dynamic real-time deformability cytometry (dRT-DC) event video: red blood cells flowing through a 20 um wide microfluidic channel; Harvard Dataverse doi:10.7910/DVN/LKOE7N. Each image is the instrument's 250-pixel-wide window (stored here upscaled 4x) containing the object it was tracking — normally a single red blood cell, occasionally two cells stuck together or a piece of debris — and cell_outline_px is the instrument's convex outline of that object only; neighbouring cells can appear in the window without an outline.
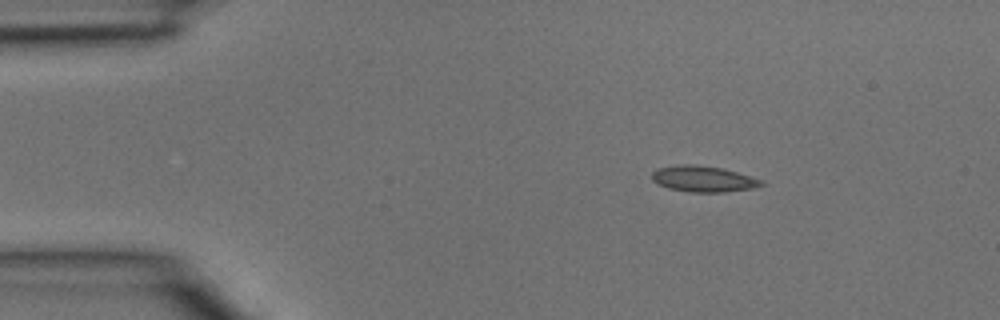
{"species": "common noctule bat (a hibernating species)", "species_latin": "Nyctalus noctula", "temperature_condition": "room temperature", "stored_images_in_passage": 36, "camera_frame_rate_fps": 3000, "um_per_image_px": 0.085, "animal": {"sex": "male", "body_mass_g": 15.6}, "frame": {"image": 1, "passage_image": 1, "time_ms": 0.0, "image_size_px": [1000, 320], "cell_outline_px": [[764, 184], [752, 188], [724, 192], [688, 192], [668, 188], [652, 180], [652, 172], [656, 168], [680, 164], [696, 164], [724, 168], [764, 180]], "centroid_in_image_um": [59.78, 15.19], "position_along_channel_um": 25.2, "area_um2": 16.7}}
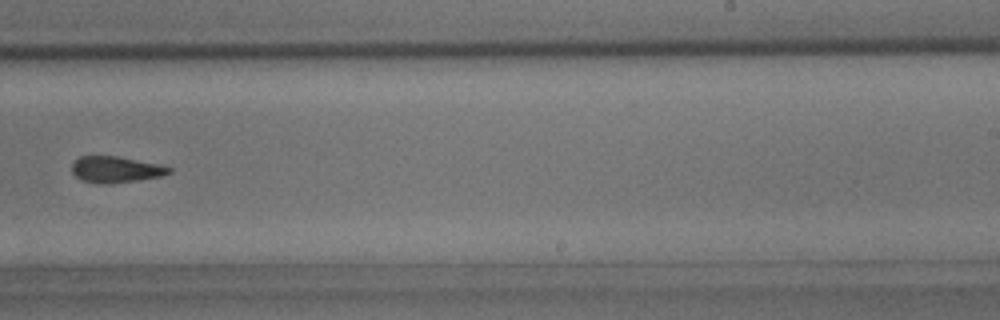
{"frame": {"image": 2, "passage_image": 20, "time_ms": 6.333, "image_size_px": [1000, 320], "cell_outline_px": [[172, 172], [160, 176], [136, 180], [108, 184], [104, 184], [84, 180], [76, 176], [72, 172], [72, 164], [80, 156], [116, 156], [160, 164], [172, 168]], "centroid_in_image_um": [9.86, 14.4], "position_along_channel_um": 279.1, "area_um2": 14.62}}
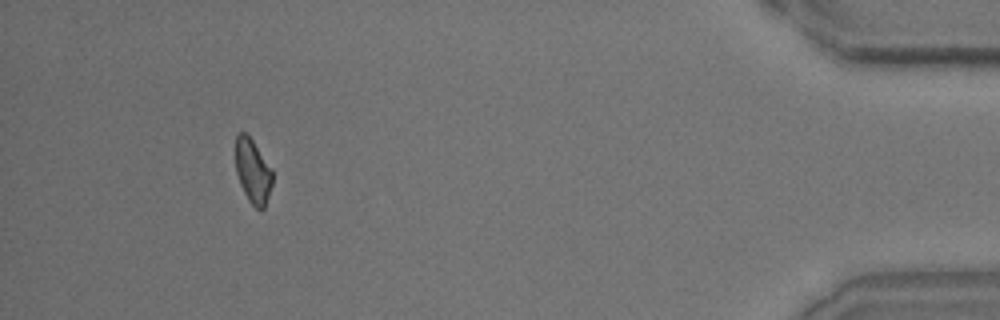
{"frame": {"image": 3, "passage_image": 32, "time_ms": 10.333, "image_size_px": [1000, 320], "cell_outline_px": [[272, 184], [264, 208], [260, 212], [248, 200], [240, 184], [236, 172], [236, 136], [240, 132], [244, 132], [252, 140], [272, 168]], "centroid_in_image_um": [21.49, 14.57], "position_along_channel_um": 413.7, "area_um2": 13.7}}